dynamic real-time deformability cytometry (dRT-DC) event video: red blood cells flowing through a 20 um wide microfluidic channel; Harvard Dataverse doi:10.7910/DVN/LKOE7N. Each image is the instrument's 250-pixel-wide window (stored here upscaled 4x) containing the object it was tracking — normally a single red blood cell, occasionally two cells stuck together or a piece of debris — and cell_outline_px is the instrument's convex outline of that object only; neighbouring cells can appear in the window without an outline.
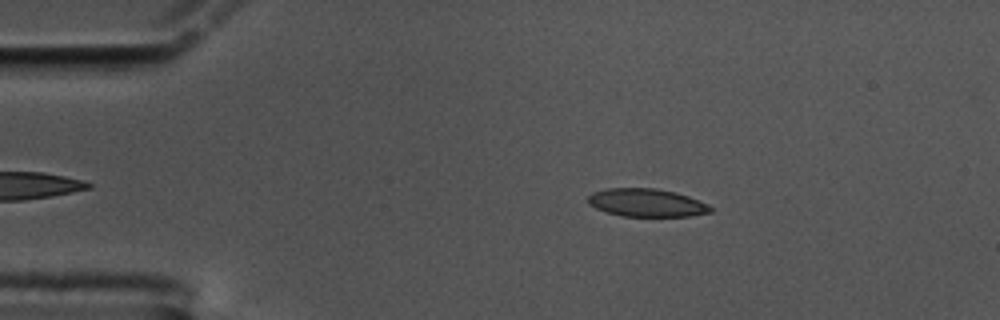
{"species": "common noctule bat (a hibernating species)", "species_latin": "Nyctalus noctula", "temperature_condition": "cold", "stored_images_in_passage": 48, "camera_frame_rate_fps": 3000, "um_per_image_px": 0.085, "animal": {"sex": "male", "body_mass_g": 17.5, "forearm_length_mm": 52.3}, "frame": {"image": 1, "passage_image": 9, "time_ms": 2.667, "image_size_px": [1000, 320], "cell_outline_px": [[712, 212], [688, 216], [624, 216], [608, 212], [596, 208], [588, 204], [588, 196], [592, 192], [604, 188], [656, 188], [676, 192], [688, 196], [708, 204], [712, 208]], "centroid_in_image_um": [54.95, 17.22], "position_along_channel_um": 30.0, "area_um2": 20.0}}
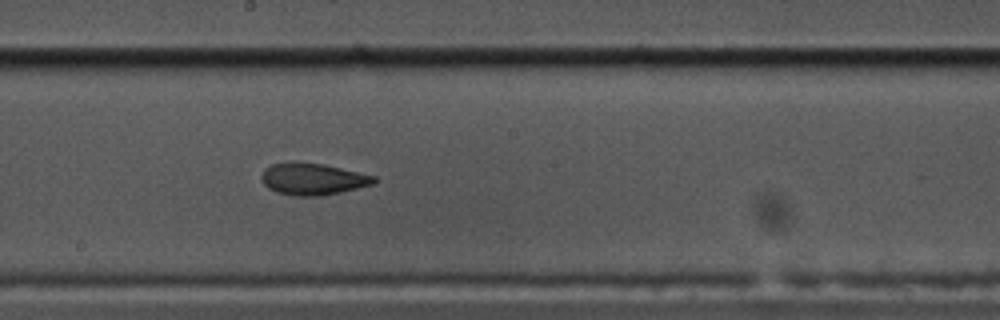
{"frame": {"image": 2, "passage_image": 30, "time_ms": 9.667, "image_size_px": [1000, 320], "cell_outline_px": [[376, 180], [372, 184], [340, 192], [320, 196], [296, 196], [276, 192], [268, 188], [264, 184], [260, 176], [264, 168], [272, 164], [292, 160], [324, 164], [376, 176]], "centroid_in_image_um": [26.53, 15.19], "position_along_channel_um": 221.7, "area_um2": 21.04}}
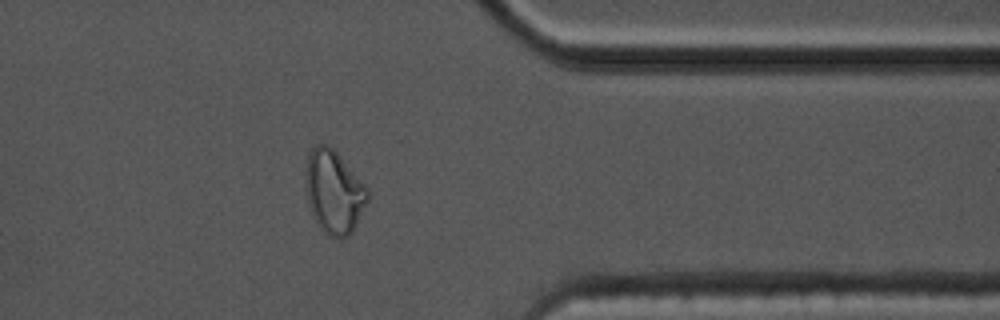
{"frame": {"image": 3, "passage_image": 45, "time_ms": 14.667, "image_size_px": [1000, 320], "cell_outline_px": [[368, 200], [352, 232], [344, 240], [340, 240], [328, 236], [320, 228], [312, 216], [308, 204], [308, 156], [312, 148], [316, 144], [328, 144], [336, 152], [368, 188]], "centroid_in_image_um": [28.41, 16.37], "position_along_channel_um": 383.0, "area_um2": 29.54}, "authors_computed_cell_mechanics": {"area_um2": 20.7791, "velocity_mm_per_s": 3.4525, "shape_relaxation_time_tau1_ms": null, "shape_relaxation_time_tau2_ms": 2.2445, "deformation_change_tau1": null, "deformation_change_tau2": 0.0818}}